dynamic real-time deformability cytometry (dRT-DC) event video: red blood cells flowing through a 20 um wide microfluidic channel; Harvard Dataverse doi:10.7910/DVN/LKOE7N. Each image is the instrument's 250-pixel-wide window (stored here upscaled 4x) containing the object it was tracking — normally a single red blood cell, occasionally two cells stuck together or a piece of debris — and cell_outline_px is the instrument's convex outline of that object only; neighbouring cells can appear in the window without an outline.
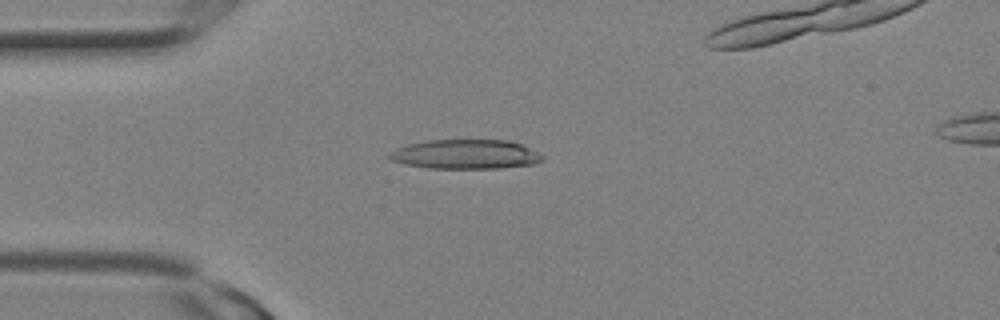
{"species": "Egyptian fruit bat (a non-hibernating species)", "species_latin": "Rousettus aegyptiacus", "temperature_condition": "room temperature", "stored_images_in_passage": 3, "camera_frame_rate_fps": 3000, "um_per_image_px": 0.085, "animal": {"sex": "female"}, "frame": {"image": 1, "passage_image": 2, "time_ms": 0.333, "image_size_px": [1000, 320], "cell_outline_px": [[544, 160], [532, 164], [500, 168], [428, 168], [404, 164], [392, 160], [388, 156], [388, 152], [396, 148], [408, 144], [428, 140], [508, 140], [520, 144], [544, 156]], "centroid_in_image_um": [39.54, 13.11], "position_along_channel_um": 45.5, "area_um2": 26.13}}